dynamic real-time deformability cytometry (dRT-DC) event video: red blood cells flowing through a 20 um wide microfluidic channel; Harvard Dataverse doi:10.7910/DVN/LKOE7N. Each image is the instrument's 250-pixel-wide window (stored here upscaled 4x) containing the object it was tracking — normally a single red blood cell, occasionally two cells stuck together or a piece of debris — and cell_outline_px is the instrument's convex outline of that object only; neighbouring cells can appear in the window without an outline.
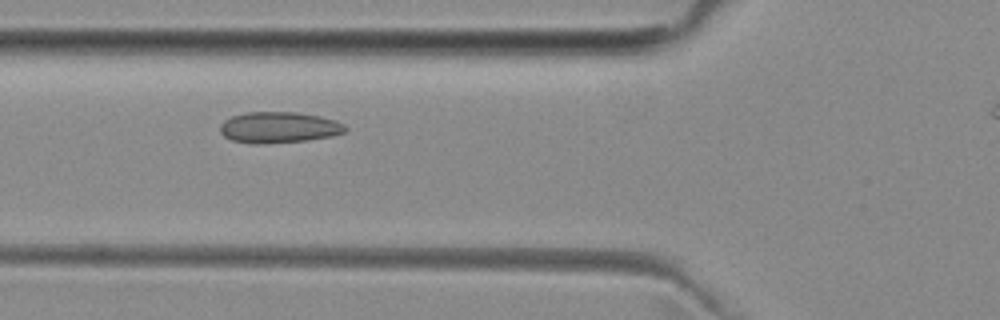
{"species": "common noctule bat (a hibernating species)", "species_latin": "Nyctalus noctula", "temperature_condition": "room temperature", "stored_images_in_passage": 4, "camera_frame_rate_fps": 3000, "um_per_image_px": 0.085, "animal": {"sex": "female", "body_mass_g": 29.2, "forearm_length_mm": 56.3}, "frame": {"image": 1, "passage_image": 2, "time_ms": 1.0, "image_size_px": [1000, 320], "cell_outline_px": [[348, 128], [344, 132], [332, 136], [308, 140], [264, 144], [252, 144], [232, 140], [224, 136], [220, 132], [220, 124], [224, 120], [232, 116], [248, 112], [296, 112], [320, 116], [336, 120], [344, 124]], "centroid_in_image_um": [23.71, 10.83], "position_along_channel_um": 102.1, "area_um2": 22.83}}
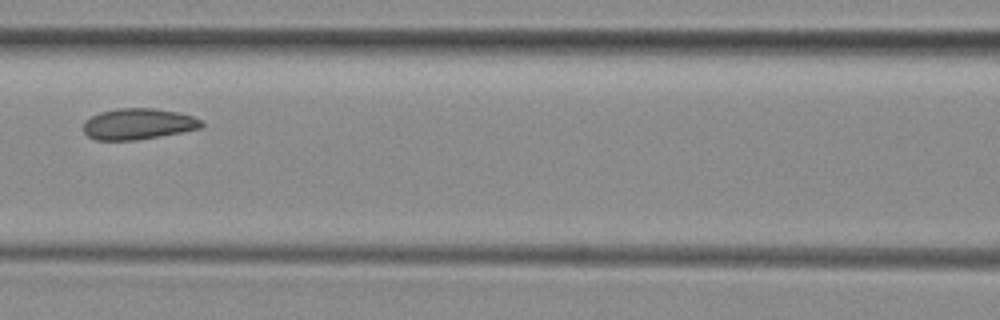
{"frame": {"image": 2, "passage_image": 3, "time_ms": 2.333, "image_size_px": [1000, 320], "cell_outline_px": [[204, 124], [200, 128], [180, 132], [132, 140], [96, 140], [88, 136], [84, 132], [84, 120], [100, 112], [116, 108], [156, 108], [176, 112], [192, 116], [200, 120]], "centroid_in_image_um": [11.7, 10.52], "position_along_channel_um": 154.9, "area_um2": 21.1}}
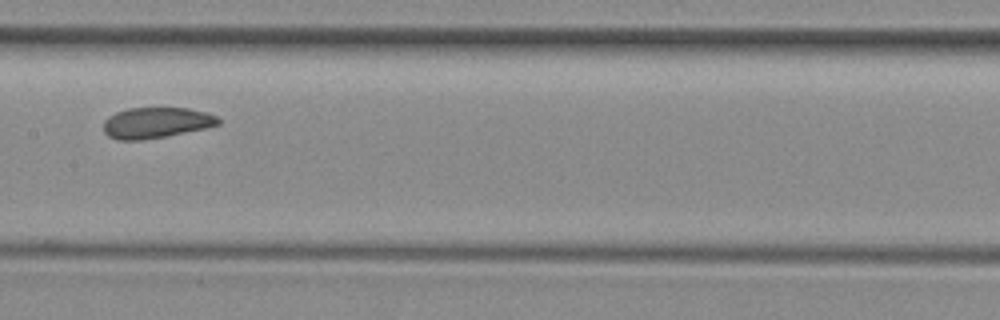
{"frame": {"image": 3, "passage_image": 4, "time_ms": 3.333, "image_size_px": [1000, 320], "cell_outline_px": [[220, 124], [204, 128], [164, 136], [140, 140], [116, 140], [108, 136], [104, 132], [104, 120], [108, 116], [116, 112], [128, 108], [188, 108], [208, 112], [216, 116], [220, 120]], "centroid_in_image_um": [13.25, 10.42], "position_along_channel_um": 194.2, "area_um2": 20.52}}